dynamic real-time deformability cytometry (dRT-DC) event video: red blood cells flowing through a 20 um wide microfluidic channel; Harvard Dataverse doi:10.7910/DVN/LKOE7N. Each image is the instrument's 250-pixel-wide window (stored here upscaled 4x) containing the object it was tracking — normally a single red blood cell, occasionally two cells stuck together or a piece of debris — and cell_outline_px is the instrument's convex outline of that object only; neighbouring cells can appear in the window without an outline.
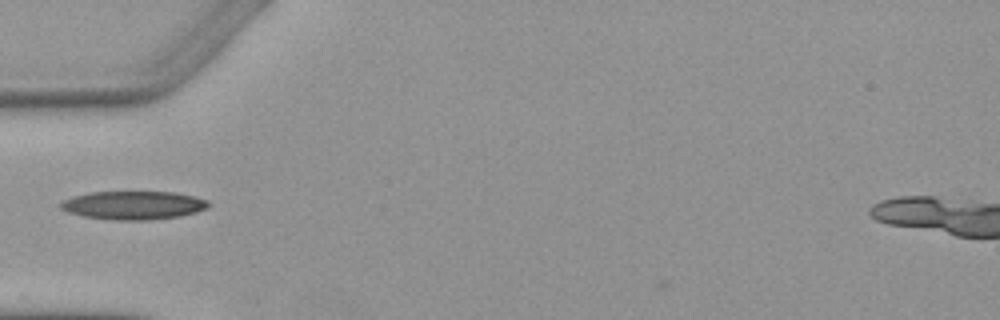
{"species": "Egyptian fruit bat (a non-hibernating species)", "species_latin": "Rousettus aegyptiacus", "temperature_condition": "warm", "stored_images_in_passage": 1, "camera_frame_rate_fps": 3000, "um_per_image_px": 0.085, "animal": {"sex": "female"}, "frame": {"image": 1, "passage_image": 1, "time_ms": 0.0, "image_size_px": [1000, 320], "cell_outline_px": [[212, 204], [208, 208], [196, 212], [180, 216], [148, 220], [112, 220], [84, 216], [68, 212], [60, 208], [60, 204], [64, 200], [72, 196], [92, 192], [176, 192], [196, 196], [208, 200]], "centroid_in_image_um": [11.39, 17.44], "position_along_channel_um": 73.6, "area_um2": 24.62}}